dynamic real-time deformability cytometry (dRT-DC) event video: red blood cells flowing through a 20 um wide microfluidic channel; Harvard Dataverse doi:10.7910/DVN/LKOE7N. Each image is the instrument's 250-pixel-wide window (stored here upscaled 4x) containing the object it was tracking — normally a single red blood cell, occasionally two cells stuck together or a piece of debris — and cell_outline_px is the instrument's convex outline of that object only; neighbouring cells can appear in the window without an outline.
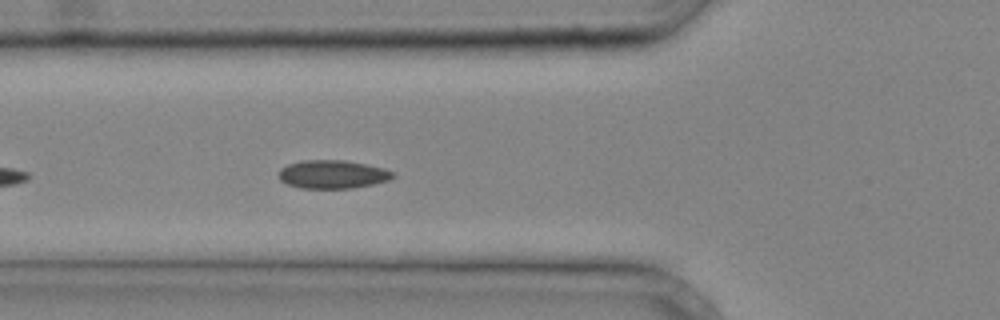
{"species": "common noctule bat (a hibernating species)", "species_latin": "Nyctalus noctula", "temperature_condition": "cold", "stored_images_in_passage": 29, "camera_frame_rate_fps": 3000, "um_per_image_px": 0.085, "animal": {"sex": "male", "body_mass_g": 20.4}, "frame": {"image": 1, "passage_image": 5, "time_ms": 1.333, "image_size_px": [1000, 320], "cell_outline_px": [[396, 176], [388, 180], [372, 184], [352, 188], [300, 188], [288, 184], [280, 180], [280, 168], [288, 164], [304, 160], [344, 160], [384, 168], [396, 172]], "centroid_in_image_um": [28.29, 14.81], "position_along_channel_um": 97.5, "area_um2": 18.79}}